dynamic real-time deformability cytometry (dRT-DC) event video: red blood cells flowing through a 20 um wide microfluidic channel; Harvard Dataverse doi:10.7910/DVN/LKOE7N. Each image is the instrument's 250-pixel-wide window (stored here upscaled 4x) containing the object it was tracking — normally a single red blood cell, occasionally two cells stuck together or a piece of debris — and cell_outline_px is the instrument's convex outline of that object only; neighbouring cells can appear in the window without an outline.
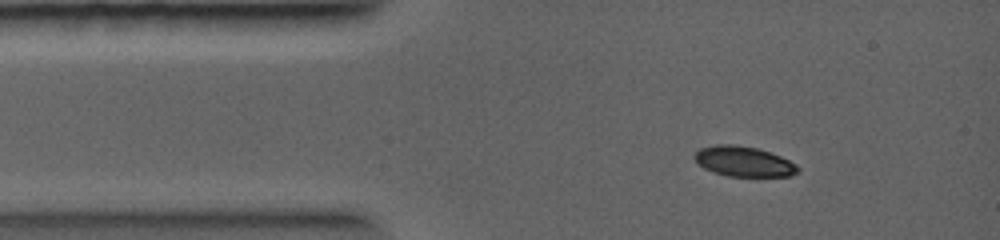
{"species": "common noctule bat (a hibernating species)", "species_latin": "Nyctalus noctula", "temperature_condition": "warm", "stored_images_in_passage": 2, "camera_frame_rate_fps": 5000, "um_per_image_px": 0.085, "animal": {"sex": "female", "body_mass_g": 19.0, "forearm_length_mm": 56.7}, "frame": {"image": 1, "passage_image": 1, "time_ms": 0.0, "image_size_px": [1000, 240], "cell_outline_px": [[800, 172], [792, 176], [728, 176], [712, 172], [704, 168], [692, 156], [700, 148], [716, 144], [732, 144], [756, 148], [780, 156], [796, 164], [800, 168]], "centroid_in_image_um": [63.22, 13.73], "position_along_channel_um": 21.8, "area_um2": 18.15}}